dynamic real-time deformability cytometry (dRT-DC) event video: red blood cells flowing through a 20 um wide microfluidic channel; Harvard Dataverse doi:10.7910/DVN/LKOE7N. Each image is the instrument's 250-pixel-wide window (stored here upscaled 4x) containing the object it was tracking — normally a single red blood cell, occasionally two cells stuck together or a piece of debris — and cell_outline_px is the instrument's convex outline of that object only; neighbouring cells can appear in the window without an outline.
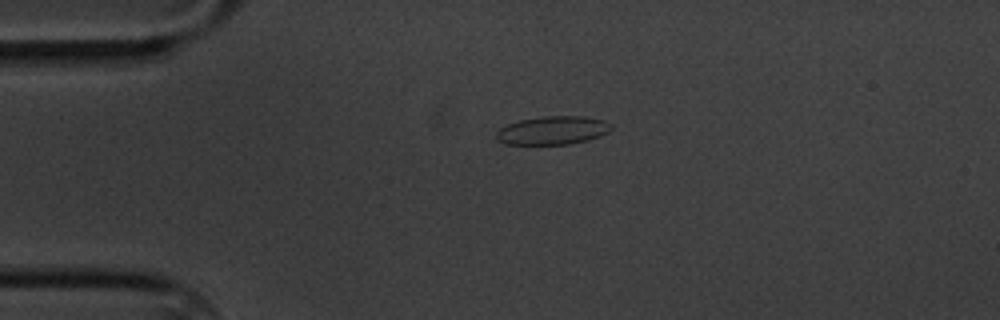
{"species": "common noctule bat (a hibernating species)", "species_latin": "Nyctalus noctula", "temperature_condition": "cold", "stored_images_in_passage": 7, "camera_frame_rate_fps": 3000, "um_per_image_px": 0.085, "animal": {"sex": "male", "body_mass_g": 20.1, "forearm_length_mm": 53.5}, "frame": {"image": 1, "passage_image": 7, "time_ms": 7.0, "image_size_px": [1000, 320], "cell_outline_px": [[612, 128], [608, 132], [600, 136], [588, 140], [572, 144], [504, 144], [496, 140], [496, 132], [500, 128], [508, 124], [520, 120], [544, 116], [584, 116], [604, 120], [612, 124]], "centroid_in_image_um": [46.99, 11.08], "position_along_channel_um": 38.0, "area_um2": 19.13}}